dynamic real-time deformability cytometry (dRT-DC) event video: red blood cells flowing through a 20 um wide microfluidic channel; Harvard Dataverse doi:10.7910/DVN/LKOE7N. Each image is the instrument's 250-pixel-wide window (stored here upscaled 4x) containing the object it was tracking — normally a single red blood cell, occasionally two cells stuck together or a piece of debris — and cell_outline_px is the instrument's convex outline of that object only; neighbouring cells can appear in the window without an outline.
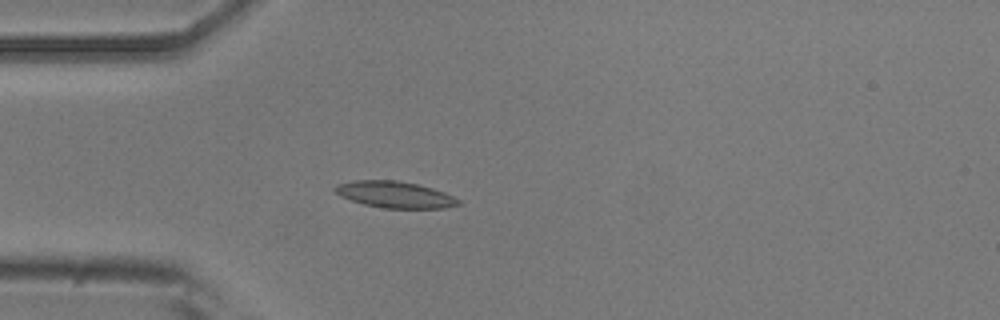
{"species": "common noctule bat (a hibernating species)", "species_latin": "Nyctalus noctula", "temperature_condition": "room temperature", "stored_images_in_passage": 5, "camera_frame_rate_fps": 3000, "um_per_image_px": 0.085, "animal": {"sex": "male", "body_mass_g": 20.5, "forearm_length_mm": 52.5}, "frame": {"image": 1, "passage_image": 5, "time_ms": 1.333, "image_size_px": [1000, 320], "cell_outline_px": [[460, 204], [444, 208], [384, 208], [364, 204], [340, 196], [332, 188], [336, 184], [356, 180], [396, 180], [416, 184], [432, 188], [444, 192], [460, 200]], "centroid_in_image_um": [33.54, 16.53], "position_along_channel_um": 51.5, "area_um2": 18.9}}